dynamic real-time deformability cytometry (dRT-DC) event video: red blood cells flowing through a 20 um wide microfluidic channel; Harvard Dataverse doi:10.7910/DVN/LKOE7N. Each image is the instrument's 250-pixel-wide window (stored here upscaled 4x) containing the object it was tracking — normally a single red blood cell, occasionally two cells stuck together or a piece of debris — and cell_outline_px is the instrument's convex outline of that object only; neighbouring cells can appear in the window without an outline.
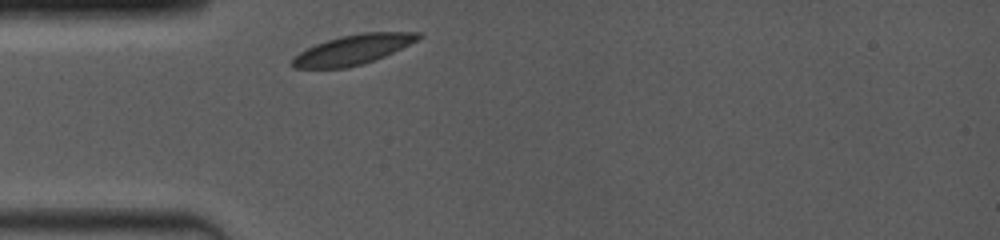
{"species": "common noctule bat (a hibernating species)", "species_latin": "Nyctalus noctula", "temperature_condition": "room temperature", "stored_images_in_passage": 4, "camera_frame_rate_fps": 4000, "um_per_image_px": 0.085, "animal": {"sex": "female", "body_mass_g": 19.0, "forearm_length_mm": 53.3}, "frame": {"image": 1, "passage_image": 1, "time_ms": 0.0, "image_size_px": [1000, 240], "cell_outline_px": [[424, 36], [384, 56], [364, 64], [344, 68], [292, 68], [288, 64], [300, 52], [316, 44], [340, 36], [364, 32], [420, 32]], "centroid_in_image_um": [29.98, 4.22], "position_along_channel_um": 55.0, "area_um2": 21.62}}
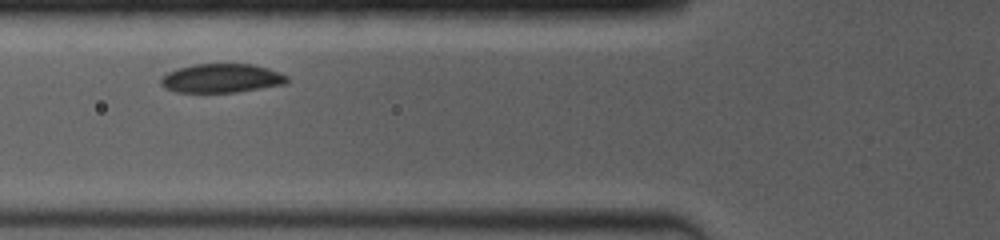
{"frame": {"image": 2, "passage_image": 3, "time_ms": 1.5, "image_size_px": [1000, 240], "cell_outline_px": [[288, 84], [236, 92], [176, 92], [164, 88], [160, 84], [160, 76], [168, 72], [192, 64], [252, 64], [268, 68], [280, 72], [288, 76]], "centroid_in_image_um": [18.84, 6.65], "position_along_channel_um": 107.0, "area_um2": 21.44}}